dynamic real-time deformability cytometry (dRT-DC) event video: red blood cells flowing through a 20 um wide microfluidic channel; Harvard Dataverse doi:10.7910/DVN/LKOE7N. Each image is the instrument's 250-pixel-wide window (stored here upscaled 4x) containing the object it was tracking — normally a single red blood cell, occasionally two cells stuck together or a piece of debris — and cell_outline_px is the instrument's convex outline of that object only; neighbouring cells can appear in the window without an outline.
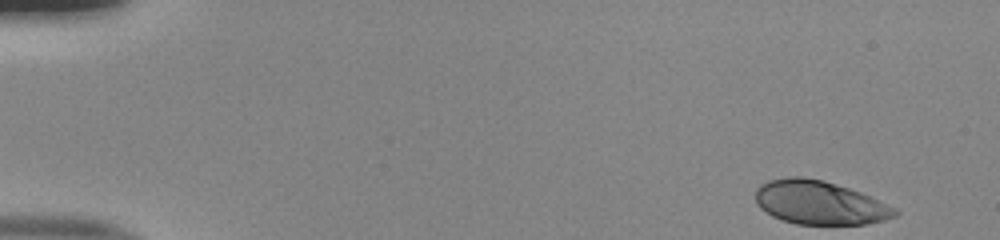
{"species": "human", "species_latin": "Homo sapiens", "temperature_condition": "room temperature", "stored_images_in_passage": 49, "camera_frame_rate_fps": 3000, "um_per_image_px": 0.085, "donor": {"sex": "male"}, "frame": {"image": 1, "passage_image": 1, "time_ms": 0.0, "image_size_px": [1000, 240], "cell_outline_px": [[900, 212], [896, 216], [884, 220], [868, 224], [796, 224], [772, 216], [760, 208], [756, 204], [756, 188], [760, 184], [768, 180], [788, 176], [800, 176], [824, 180], [860, 192], [896, 208]], "centroid_in_image_um": [69.65, 17.22], "position_along_channel_um": 15.4, "area_um2": 35.55}}
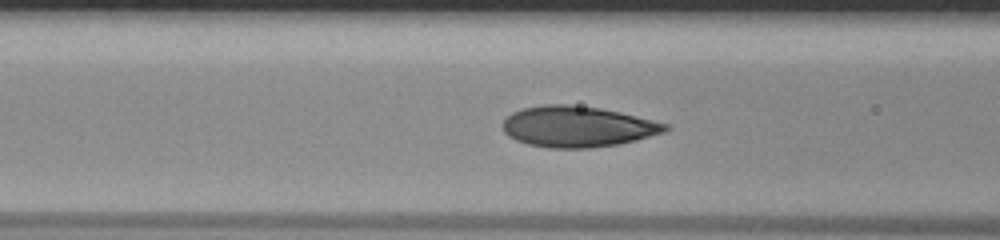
{"frame": {"image": 2, "passage_image": 19, "time_ms": 6.0, "image_size_px": [1000, 240], "cell_outline_px": [[672, 128], [664, 132], [636, 140], [620, 144], [588, 148], [548, 148], [528, 144], [516, 140], [508, 136], [504, 132], [500, 124], [512, 112], [524, 108], [544, 104], [568, 104], [600, 108], [620, 112], [668, 124]], "centroid_in_image_um": [49.07, 10.76], "position_along_channel_um": 117.5, "area_um2": 38.84}}
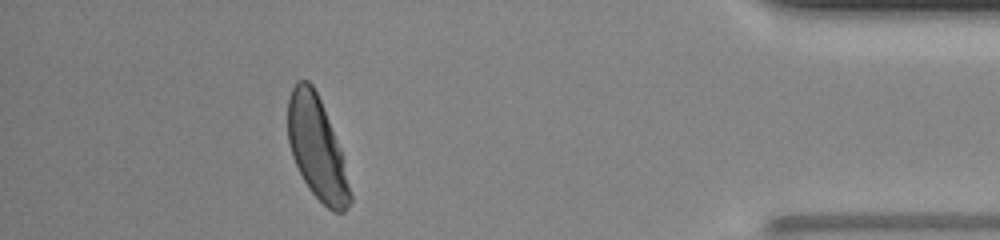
{"frame": {"image": 3, "passage_image": 44, "time_ms": 14.333, "image_size_px": [1000, 240], "cell_outline_px": [[352, 200], [344, 212], [332, 212], [308, 188], [292, 156], [288, 140], [288, 96], [296, 80], [308, 80], [312, 84], [320, 100], [340, 148], [352, 196]], "centroid_in_image_um": [26.92, 12.59], "position_along_channel_um": 408.3, "area_um2": 36.59}, "authors_computed_cell_mechanics": {"area_um2": 37.57, "velocity_mm_per_s": 4.011, "shape_relaxation_time_tau1_ms": 3.3975, "shape_relaxation_time_tau2_ms": null, "deformation_change_tau1": 0.1737, "deformation_change_tau2": null}}